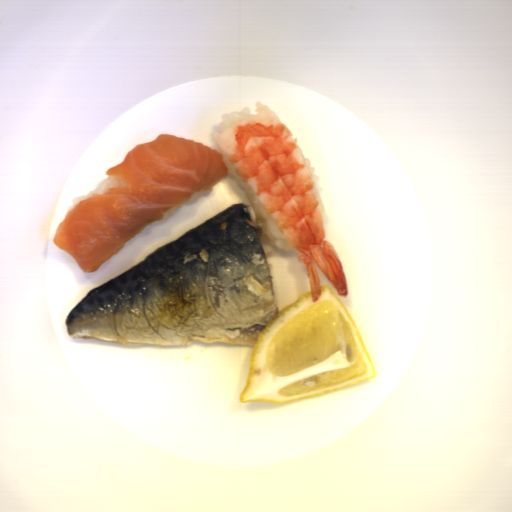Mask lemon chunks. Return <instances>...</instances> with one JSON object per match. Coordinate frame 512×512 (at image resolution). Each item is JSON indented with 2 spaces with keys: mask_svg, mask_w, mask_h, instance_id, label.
Returning a JSON list of instances; mask_svg holds the SVG:
<instances>
[{
  "mask_svg": "<svg viewBox=\"0 0 512 512\" xmlns=\"http://www.w3.org/2000/svg\"><path fill=\"white\" fill-rule=\"evenodd\" d=\"M377 377L362 335L329 286L286 304L253 344L240 403H286Z\"/></svg>",
  "mask_w": 512,
  "mask_h": 512,
  "instance_id": "1",
  "label": "lemon chunks"
}]
</instances>
